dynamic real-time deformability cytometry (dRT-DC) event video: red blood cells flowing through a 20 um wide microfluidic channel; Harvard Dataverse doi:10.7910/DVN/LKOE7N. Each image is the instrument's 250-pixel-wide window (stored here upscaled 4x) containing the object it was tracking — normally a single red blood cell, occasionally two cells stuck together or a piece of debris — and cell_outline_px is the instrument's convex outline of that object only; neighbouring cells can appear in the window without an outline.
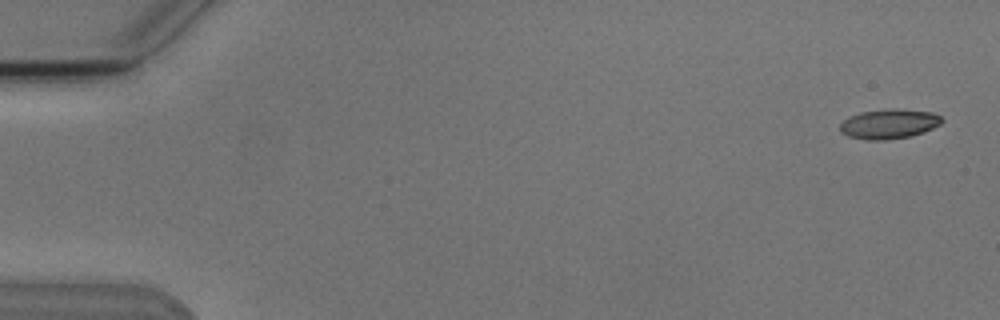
{"species": "Egyptian fruit bat (a non-hibernating species)", "species_latin": "Rousettus aegyptiacus", "temperature_condition": "cold", "stored_images_in_passage": 10, "camera_frame_rate_fps": 3000, "um_per_image_px": 0.085, "animal": {"sex": "male"}, "frame": {"image": 1, "passage_image": 1, "time_ms": 0.0, "image_size_px": [1000, 320], "cell_outline_px": [[944, 120], [940, 124], [924, 132], [912, 136], [884, 140], [868, 140], [848, 136], [840, 132], [840, 124], [848, 116], [860, 112], [892, 108], [900, 108], [932, 112], [940, 116]], "centroid_in_image_um": [75.57, 10.52], "position_along_channel_um": 9.4, "area_um2": 17.8}}
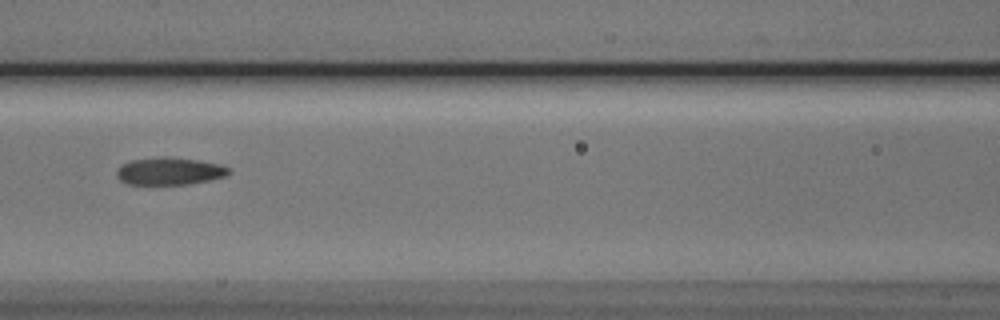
{"frame": {"image": 2, "passage_image": 7, "time_ms": 7.667, "image_size_px": [1000, 320], "cell_outline_px": [[228, 172], [224, 176], [208, 180], [188, 184], [124, 184], [116, 176], [116, 172], [120, 164], [132, 160], [160, 156], [168, 156], [200, 160], [220, 164], [228, 168]], "centroid_in_image_um": [14.34, 14.53], "position_along_channel_um": 152.3, "area_um2": 17.98}}
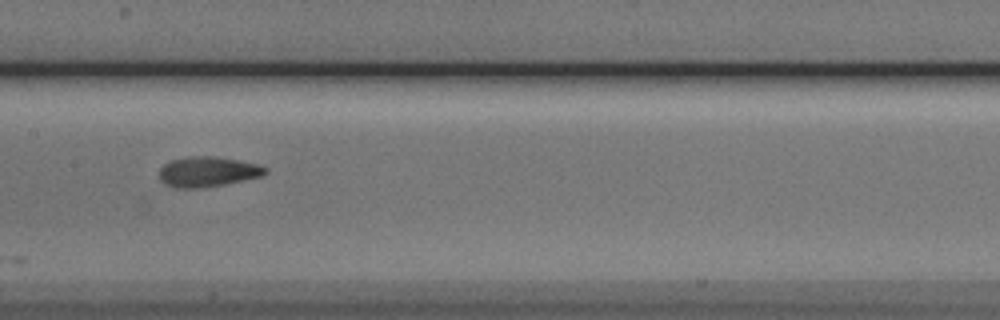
{"frame": {"image": 3, "passage_image": 8, "time_ms": 8.667, "image_size_px": [1000, 320], "cell_outline_px": [[268, 172], [260, 176], [220, 184], [196, 188], [176, 188], [164, 184], [160, 180], [160, 168], [164, 164], [172, 160], [192, 156], [212, 156], [236, 160], [256, 164], [268, 168]], "centroid_in_image_um": [17.61, 14.59], "position_along_channel_um": 189.8, "area_um2": 18.15}}